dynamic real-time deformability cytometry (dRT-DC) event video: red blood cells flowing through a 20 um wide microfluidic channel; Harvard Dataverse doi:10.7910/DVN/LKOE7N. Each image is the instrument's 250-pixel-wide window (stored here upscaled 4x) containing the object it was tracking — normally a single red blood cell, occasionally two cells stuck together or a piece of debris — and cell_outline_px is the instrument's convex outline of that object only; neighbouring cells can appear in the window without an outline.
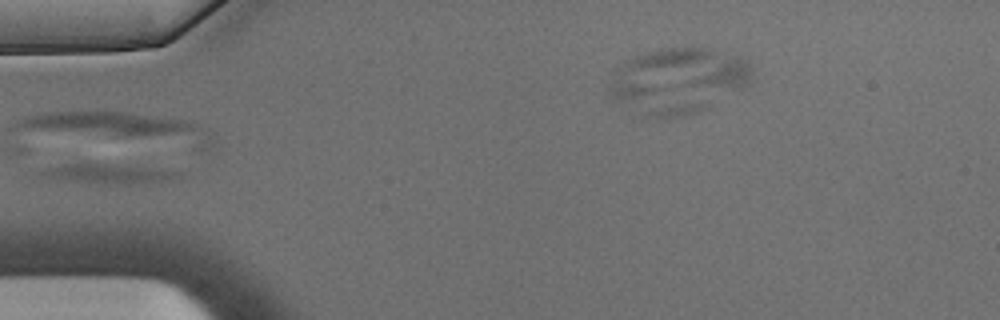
{"species": "Egyptian fruit bat (a non-hibernating species)", "species_latin": "Rousettus aegyptiacus", "temperature_condition": "warm", "stored_images_in_passage": 34, "camera_frame_rate_fps": 3000, "um_per_image_px": 0.085, "animal": {"sex": "male"}, "frame": {"image": 1, "passage_image": 1, "time_ms": 0.0, "image_size_px": [1000, 320], "cell_outline_px": [[180, 176], [148, 184], [96, 184], [56, 180], [44, 176], [36, 172], [44, 168], [64, 164], [128, 164], [180, 172]], "centroid_in_image_um": [9.15, 14.78], "position_along_channel_um": 75.9, "area_um2": 16.07}}